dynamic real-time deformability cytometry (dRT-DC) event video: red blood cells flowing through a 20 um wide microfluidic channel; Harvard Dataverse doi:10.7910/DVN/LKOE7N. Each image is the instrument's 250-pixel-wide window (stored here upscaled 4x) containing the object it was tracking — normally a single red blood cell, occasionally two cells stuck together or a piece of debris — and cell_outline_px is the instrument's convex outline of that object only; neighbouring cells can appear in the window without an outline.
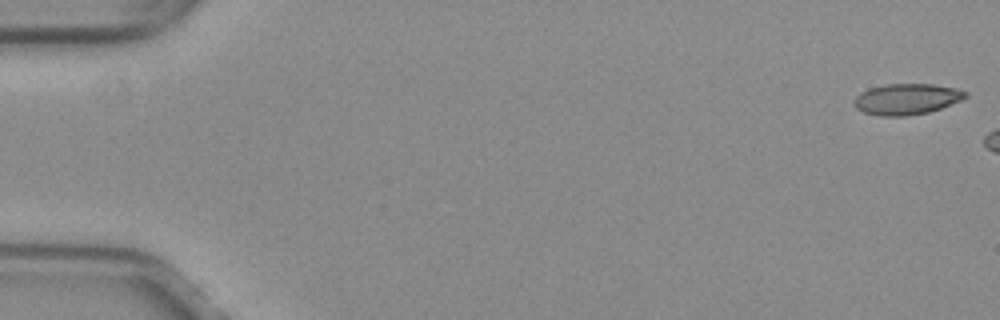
{"species": "common noctule bat (a hibernating species)", "species_latin": "Nyctalus noctula", "temperature_condition": "warm", "stored_images_in_passage": 6, "camera_frame_rate_fps": 3000, "um_per_image_px": 0.085, "animal": {"sex": "female", "body_mass_g": 29.2, "forearm_length_mm": 56.3}, "frame": {"image": 1, "passage_image": 1, "time_ms": 0.0, "image_size_px": [1000, 320], "cell_outline_px": [[968, 96], [960, 100], [940, 108], [928, 112], [904, 116], [880, 116], [864, 112], [856, 108], [852, 100], [860, 92], [868, 88], [884, 84], [932, 84], [956, 88], [968, 92]], "centroid_in_image_um": [77.03, 8.41], "position_along_channel_um": 8.0, "area_um2": 20.11}}